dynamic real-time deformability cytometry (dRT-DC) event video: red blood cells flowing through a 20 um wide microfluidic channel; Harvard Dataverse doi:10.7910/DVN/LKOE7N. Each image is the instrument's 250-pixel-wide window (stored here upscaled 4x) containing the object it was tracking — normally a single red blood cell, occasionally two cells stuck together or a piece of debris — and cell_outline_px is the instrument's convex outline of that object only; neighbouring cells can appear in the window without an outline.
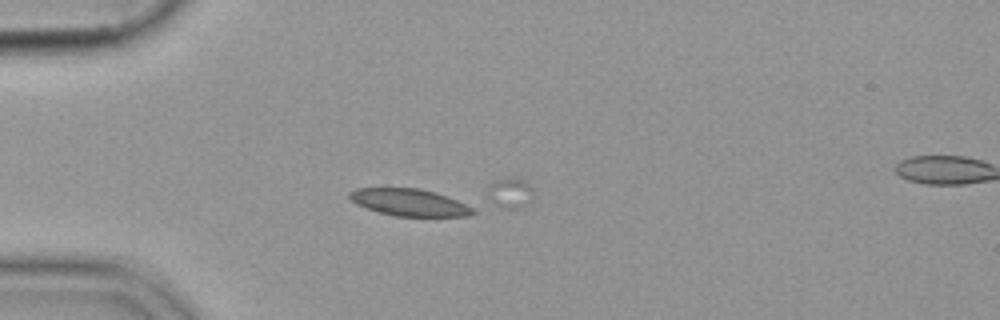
{"species": "common noctule bat (a hibernating species)", "species_latin": "Nyctalus noctula", "temperature_condition": "cold", "stored_images_in_passage": 19, "camera_frame_rate_fps": 3000, "um_per_image_px": 0.085, "animal": {"sex": "female", "body_mass_g": 19.9}, "frame": {"image": 1, "passage_image": 16, "time_ms": 5.0, "image_size_px": [1000, 320], "cell_outline_px": [[476, 212], [468, 216], [396, 216], [380, 212], [356, 204], [348, 196], [348, 192], [356, 188], [420, 188], [456, 200], [472, 208]], "centroid_in_image_um": [34.75, 17.2], "position_along_channel_um": 50.3, "area_um2": 19.07}}